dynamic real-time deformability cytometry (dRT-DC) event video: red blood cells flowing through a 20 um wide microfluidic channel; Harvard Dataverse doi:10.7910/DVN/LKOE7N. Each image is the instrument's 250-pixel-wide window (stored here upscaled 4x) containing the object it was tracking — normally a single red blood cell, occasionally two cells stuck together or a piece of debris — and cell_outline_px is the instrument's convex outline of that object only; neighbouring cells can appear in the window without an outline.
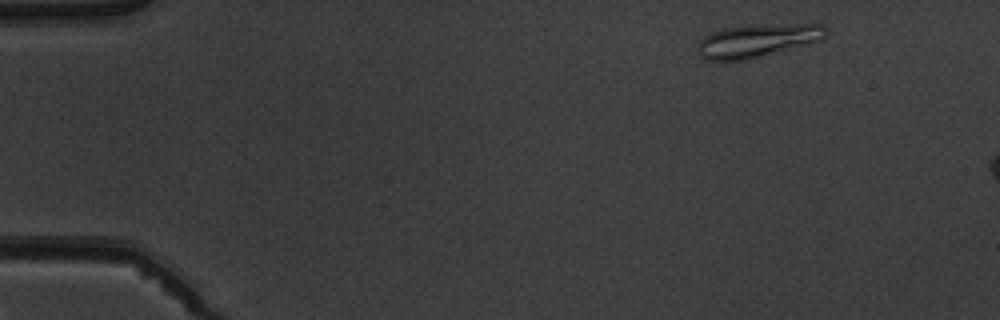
{"species": "common noctule bat (a hibernating species)", "species_latin": "Nyctalus noctula", "temperature_condition": "warm", "stored_images_in_passage": 2, "camera_frame_rate_fps": 3000, "um_per_image_px": 0.085, "animal": {"sex": "male", "body_mass_g": 19.5, "forearm_length_mm": 54.6}, "frame": {"image": 1, "passage_image": 1, "time_ms": 0.0, "image_size_px": [1000, 320], "cell_outline_px": [[828, 32], [824, 40], [748, 60], [704, 60], [696, 52], [696, 48], [700, 40], [704, 36], [712, 32], [724, 28], [796, 24], [824, 24], [828, 28]], "centroid_in_image_um": [64.41, 3.48], "position_along_channel_um": 20.6, "area_um2": 24.74}}